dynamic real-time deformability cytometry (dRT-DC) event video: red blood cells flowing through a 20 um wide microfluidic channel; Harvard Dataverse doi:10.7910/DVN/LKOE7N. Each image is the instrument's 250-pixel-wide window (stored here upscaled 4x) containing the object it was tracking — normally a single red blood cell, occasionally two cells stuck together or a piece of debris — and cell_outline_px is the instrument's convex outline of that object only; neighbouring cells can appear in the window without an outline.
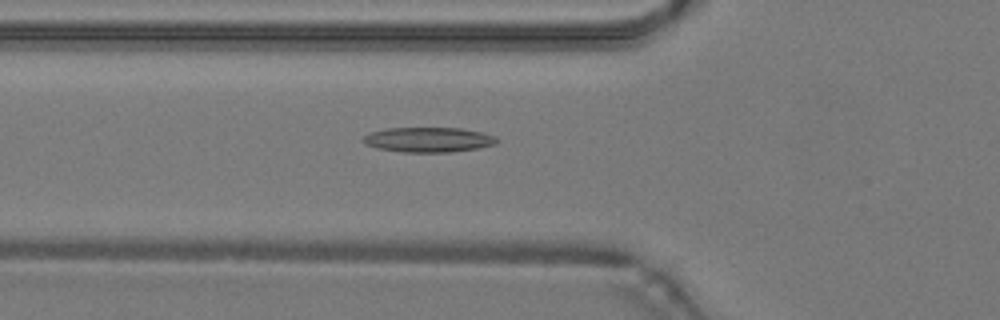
{"species": "common noctule bat (a hibernating species)", "species_latin": "Nyctalus noctula", "temperature_condition": "warm", "stored_images_in_passage": 32, "camera_frame_rate_fps": 3000, "um_per_image_px": 0.085, "animal": {"sex": "male", "body_mass_g": 19.2, "forearm_length_mm": 51.8}, "frame": {"image": 1, "passage_image": 3, "time_ms": 0.667, "image_size_px": [1000, 320], "cell_outline_px": [[500, 140], [496, 144], [476, 148], [448, 152], [400, 152], [376, 148], [364, 144], [360, 140], [364, 136], [372, 132], [388, 128], [460, 128], [480, 132], [496, 136]], "centroid_in_image_um": [36.39, 11.88], "position_along_channel_um": 89.4, "area_um2": 19.42}}
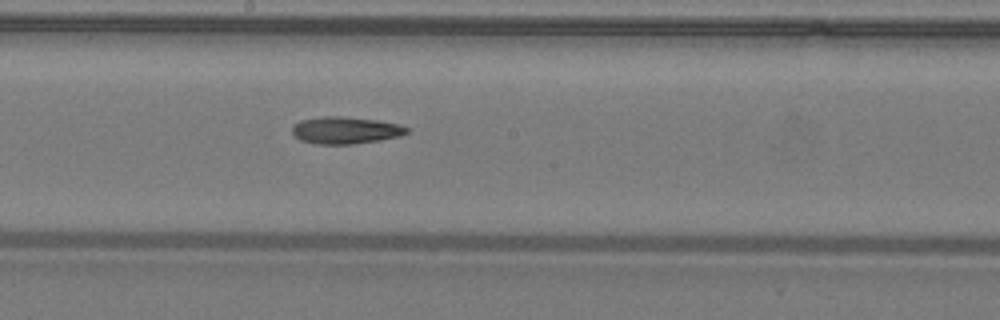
{"frame": {"image": 2, "passage_image": 12, "time_ms": 3.667, "image_size_px": [1000, 320], "cell_outline_px": [[408, 132], [400, 136], [380, 140], [352, 144], [316, 144], [300, 140], [292, 132], [292, 128], [300, 120], [320, 116], [340, 116], [376, 120], [400, 124], [408, 128]], "centroid_in_image_um": [29.37, 11.07], "position_along_channel_um": 218.8, "area_um2": 18.03}}
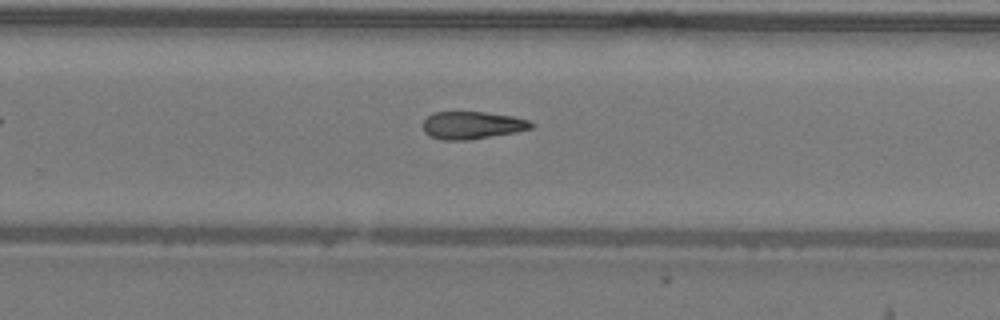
{"frame": {"image": 3, "passage_image": 17, "time_ms": 5.333, "image_size_px": [1000, 320], "cell_outline_px": [[536, 124], [532, 128], [516, 132], [468, 140], [444, 140], [428, 136], [424, 132], [424, 120], [432, 112], [484, 112], [512, 116], [528, 120]], "centroid_in_image_um": [40.13, 10.65], "position_along_channel_um": 289.7, "area_um2": 17.4}}